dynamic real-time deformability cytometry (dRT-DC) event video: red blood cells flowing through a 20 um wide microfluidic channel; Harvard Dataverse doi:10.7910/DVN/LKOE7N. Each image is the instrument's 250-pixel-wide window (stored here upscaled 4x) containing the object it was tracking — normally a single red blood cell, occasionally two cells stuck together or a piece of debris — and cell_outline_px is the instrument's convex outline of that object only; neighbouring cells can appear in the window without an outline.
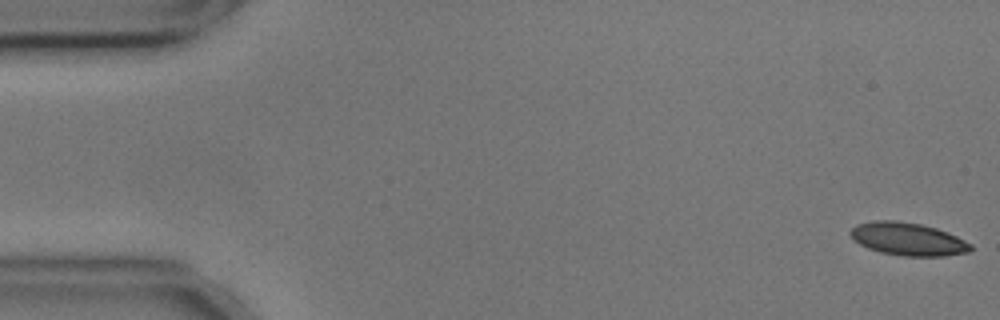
{"species": "common noctule bat (a hibernating species)", "species_latin": "Nyctalus noctula", "temperature_condition": "cold", "stored_images_in_passage": 55, "camera_frame_rate_fps": 3000, "um_per_image_px": 0.085, "animal": {"sex": "male", "body_mass_g": 17.9, "forearm_length_mm": 54.2}, "frame": {"image": 1, "passage_image": 1, "time_ms": 0.0, "image_size_px": [1000, 320], "cell_outline_px": [[972, 252], [944, 256], [904, 256], [880, 252], [868, 248], [860, 244], [848, 232], [856, 224], [876, 220], [896, 220], [920, 224], [936, 228], [948, 232], [972, 244]], "centroid_in_image_um": [77.2, 20.32], "position_along_channel_um": 7.8, "area_um2": 23.06}}
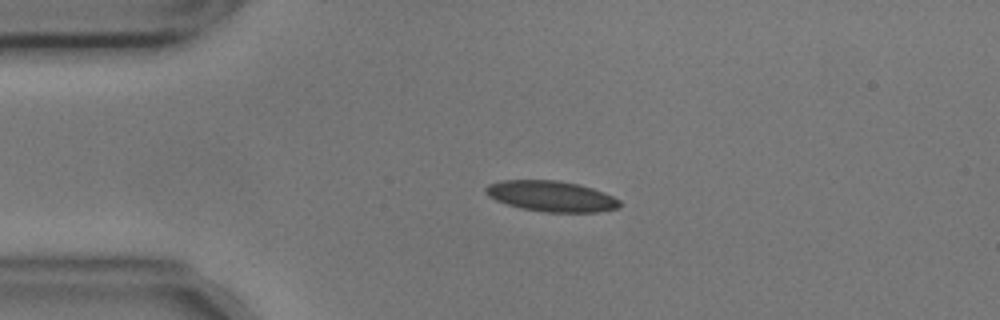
{"frame": {"image": 2, "passage_image": 12, "time_ms": 3.667, "image_size_px": [1000, 320], "cell_outline_px": [[620, 208], [596, 212], [544, 212], [520, 208], [496, 200], [488, 196], [484, 192], [484, 188], [488, 184], [500, 180], [556, 180], [576, 184], [592, 188], [604, 192], [620, 200]], "centroid_in_image_um": [46.84, 16.68], "position_along_channel_um": 38.2, "area_um2": 23.99}}
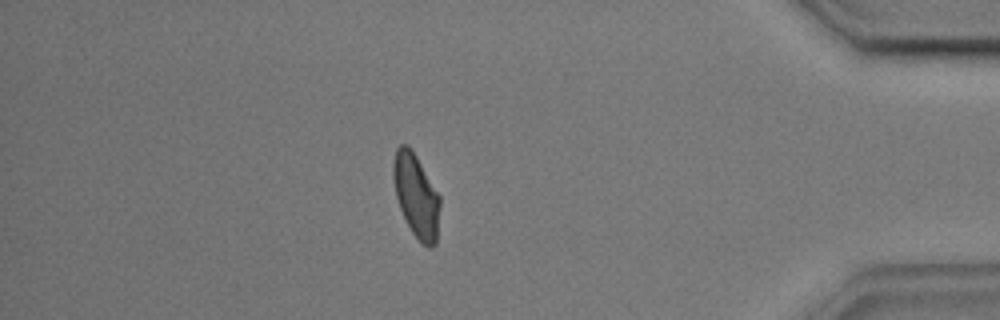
{"frame": {"image": 3, "passage_image": 48, "time_ms": 15.667, "image_size_px": [1000, 320], "cell_outline_px": [[440, 204], [436, 244], [432, 248], [428, 248], [420, 244], [412, 232], [400, 208], [396, 196], [392, 176], [392, 164], [396, 148], [400, 144], [408, 144], [412, 148], [440, 196]], "centroid_in_image_um": [35.37, 16.62], "position_along_channel_um": 399.8, "area_um2": 22.95}, "authors_computed_cell_mechanics": {"area_um2": 23.2934, "velocity_mm_per_s": 3.5691, "shape_relaxation_time_tau1_ms": 6.4677, "shape_relaxation_time_tau2_ms": 1.7477, "deformation_change_tau1": 0.1284, "deformation_change_tau2": 0.0806}}